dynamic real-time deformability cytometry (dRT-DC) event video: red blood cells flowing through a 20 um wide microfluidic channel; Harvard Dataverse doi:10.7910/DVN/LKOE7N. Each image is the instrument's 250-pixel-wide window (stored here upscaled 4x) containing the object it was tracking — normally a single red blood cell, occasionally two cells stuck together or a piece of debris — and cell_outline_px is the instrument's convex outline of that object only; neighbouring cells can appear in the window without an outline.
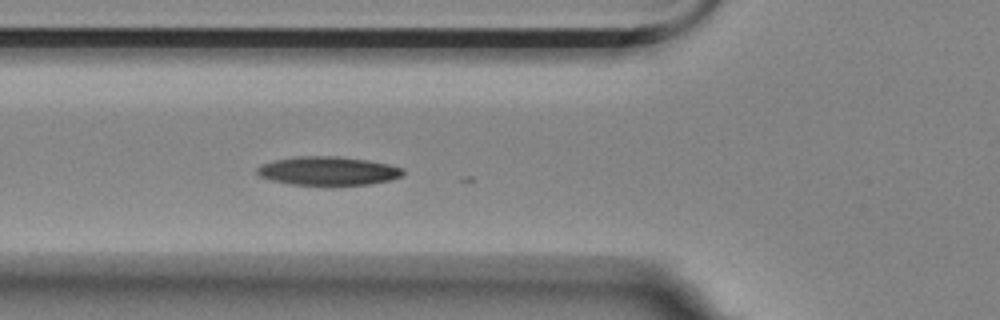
{"species": "Egyptian fruit bat (a non-hibernating species)", "species_latin": "Rousettus aegyptiacus", "temperature_condition": "room temperature", "stored_images_in_passage": 5, "camera_frame_rate_fps": 3000, "um_per_image_px": 0.085, "animal": {"sex": "female"}, "frame": {"image": 1, "passage_image": 4, "time_ms": 1.0, "image_size_px": [1000, 320], "cell_outline_px": [[404, 172], [400, 176], [388, 180], [368, 184], [292, 184], [272, 180], [260, 176], [256, 172], [256, 168], [260, 164], [276, 160], [296, 156], [340, 156], [368, 160], [388, 164], [404, 168]], "centroid_in_image_um": [27.86, 14.5], "position_along_channel_um": 97.9, "area_um2": 24.04}}